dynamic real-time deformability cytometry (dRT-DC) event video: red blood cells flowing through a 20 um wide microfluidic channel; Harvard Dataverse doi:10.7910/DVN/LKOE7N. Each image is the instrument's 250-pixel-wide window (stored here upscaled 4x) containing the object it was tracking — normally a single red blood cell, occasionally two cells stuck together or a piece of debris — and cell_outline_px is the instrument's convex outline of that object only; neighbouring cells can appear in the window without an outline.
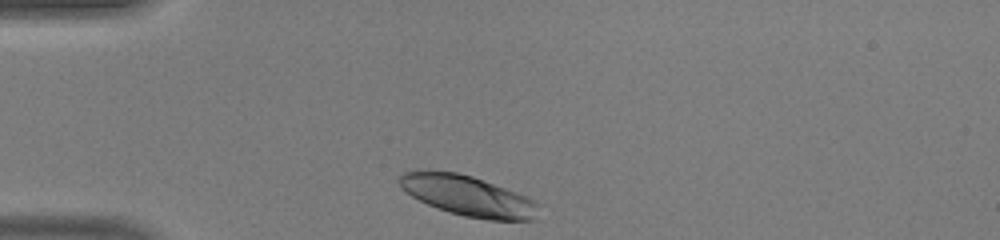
{"species": "human", "species_latin": "Homo sapiens", "temperature_condition": "warm", "stored_images_in_passage": 27, "camera_frame_rate_fps": 3000, "um_per_image_px": 0.085, "donor": {"sex": "male"}, "frame": {"image": 1, "passage_image": 1, "time_ms": 0.0, "image_size_px": [1000, 240], "cell_outline_px": [[536, 204], [532, 220], [488, 220], [464, 216], [448, 212], [428, 204], [412, 196], [400, 188], [396, 180], [404, 172], [456, 172], [472, 176], [528, 196]], "centroid_in_image_um": [39.72, 16.65], "position_along_channel_um": 45.3, "area_um2": 32.02}}
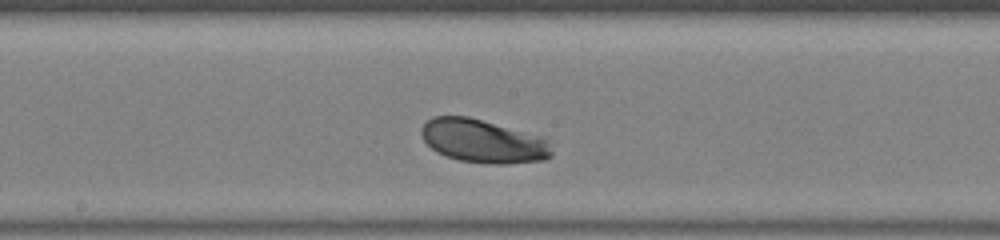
{"frame": {"image": 2, "passage_image": 14, "time_ms": 4.333, "image_size_px": [1000, 240], "cell_outline_px": [[552, 156], [544, 160], [504, 164], [488, 164], [460, 160], [436, 152], [424, 140], [420, 132], [420, 128], [432, 116], [468, 116], [548, 136], [552, 152]], "centroid_in_image_um": [41.14, 11.98], "position_along_channel_um": 207.1, "area_um2": 33.58}}
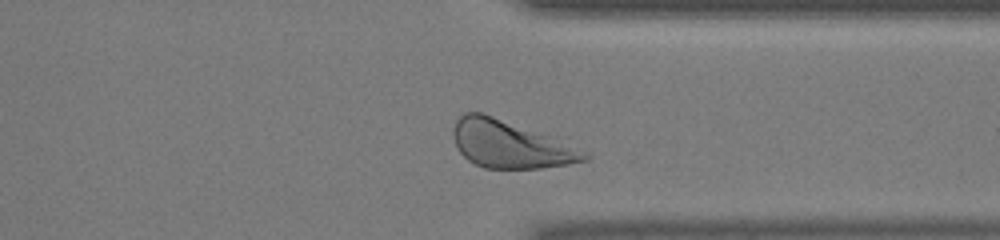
{"frame": {"image": 3, "passage_image": 25, "time_ms": 8.0, "image_size_px": [1000, 240], "cell_outline_px": [[592, 156], [588, 160], [568, 164], [540, 168], [484, 168], [468, 160], [456, 148], [452, 136], [452, 128], [456, 120], [464, 112], [484, 112], [556, 136], [588, 152]], "centroid_in_image_um": [43.4, 12.23], "position_along_channel_um": 368.0, "area_um2": 37.22}, "authors_computed_cell_mechanics": {"area_um2": 33.1772, "velocity_mm_per_s": 4.3878, "shape_relaxation_time_tau1_ms": 1.5943, "shape_relaxation_time_tau2_ms": null, "deformation_change_tau1": 0.1235, "deformation_change_tau2": null}}